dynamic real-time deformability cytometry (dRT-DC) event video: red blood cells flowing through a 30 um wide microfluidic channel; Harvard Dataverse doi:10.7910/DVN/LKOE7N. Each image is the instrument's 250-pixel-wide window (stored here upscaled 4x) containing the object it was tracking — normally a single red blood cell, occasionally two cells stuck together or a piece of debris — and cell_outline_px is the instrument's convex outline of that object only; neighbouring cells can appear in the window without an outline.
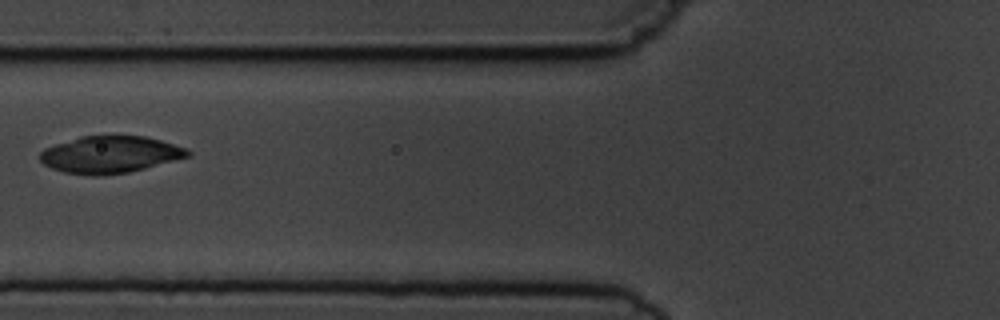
{"species": "common noctule bat (a hibernating species)", "species_latin": "Nyctalus noctula", "temperature_condition": "cold", "stored_images_in_passage": 7, "camera_frame_rate_fps": 3000, "um_per_image_px": 0.085, "animal": {"sex": "male", "body_mass_g": 19.5, "forearm_length_mm": 54.6}, "frame": {"image": 1, "passage_image": 7, "time_ms": 7.0, "image_size_px": [1000, 320], "cell_outline_px": [[192, 156], [128, 172], [96, 176], [92, 176], [64, 172], [52, 168], [44, 164], [40, 160], [40, 152], [44, 148], [80, 136], [144, 136], [160, 140], [188, 148], [192, 152]], "centroid_in_image_um": [9.38, 13.14], "position_along_channel_um": 116.4, "area_um2": 31.79}}